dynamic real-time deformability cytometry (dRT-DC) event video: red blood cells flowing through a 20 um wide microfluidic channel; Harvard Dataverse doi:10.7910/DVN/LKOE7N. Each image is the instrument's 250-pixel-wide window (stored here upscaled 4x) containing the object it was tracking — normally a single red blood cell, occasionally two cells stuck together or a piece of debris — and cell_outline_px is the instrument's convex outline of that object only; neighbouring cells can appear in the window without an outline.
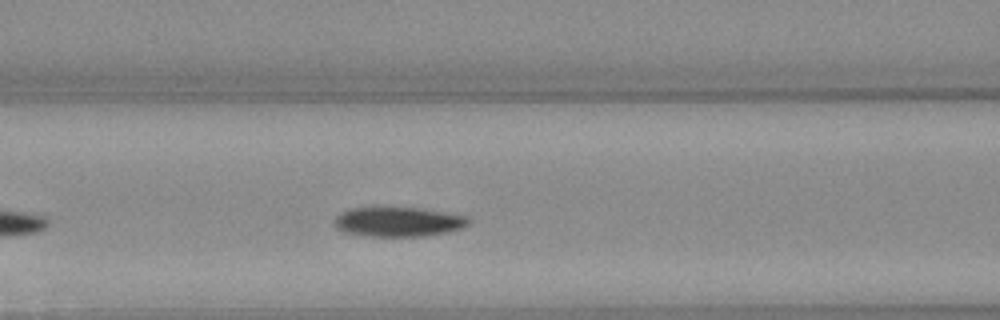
{"species": "Egyptian fruit bat (a non-hibernating species)", "species_latin": "Rousettus aegyptiacus", "temperature_condition": "warm", "stored_images_in_passage": 29, "camera_frame_rate_fps": 3000, "um_per_image_px": 0.085, "animal": {"sex": "female"}, "frame": {"image": 1, "passage_image": 9, "time_ms": 2.667, "image_size_px": [1000, 320], "cell_outline_px": [[468, 224], [460, 228], [448, 232], [420, 236], [364, 236], [344, 232], [336, 228], [332, 220], [340, 212], [352, 208], [416, 208], [468, 216]], "centroid_in_image_um": [33.78, 18.86], "position_along_channel_um": 132.8, "area_um2": 22.89}}
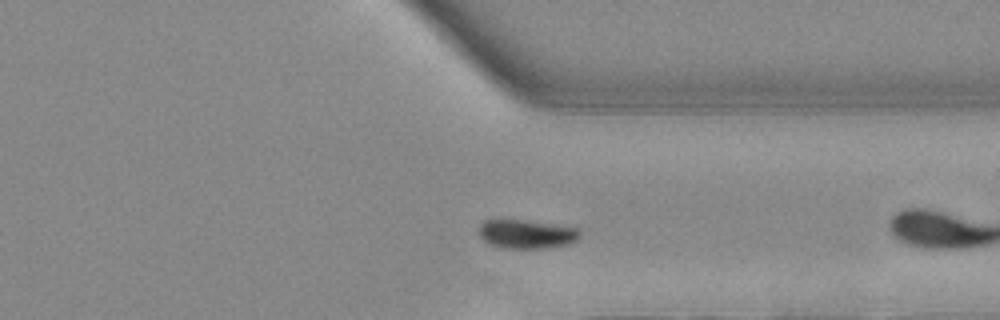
{"frame": {"image": 2, "passage_image": 24, "time_ms": 7.667, "image_size_px": [1000, 320], "cell_outline_px": [[580, 236], [576, 240], [568, 244], [544, 248], [500, 248], [488, 244], [480, 236], [480, 224], [484, 220], [524, 220], [576, 228], [580, 232]], "centroid_in_image_um": [44.72, 19.9], "position_along_channel_um": 366.7, "area_um2": 16.76}, "authors_computed_cell_mechanics": {"area_um2": 18.6694, "velocity_mm_per_s": 4.005, "shape_relaxation_time_tau1_ms": 2.6209, "shape_relaxation_time_tau2_ms": null, "deformation_change_tau1": 0.1011, "deformation_change_tau2": null}}